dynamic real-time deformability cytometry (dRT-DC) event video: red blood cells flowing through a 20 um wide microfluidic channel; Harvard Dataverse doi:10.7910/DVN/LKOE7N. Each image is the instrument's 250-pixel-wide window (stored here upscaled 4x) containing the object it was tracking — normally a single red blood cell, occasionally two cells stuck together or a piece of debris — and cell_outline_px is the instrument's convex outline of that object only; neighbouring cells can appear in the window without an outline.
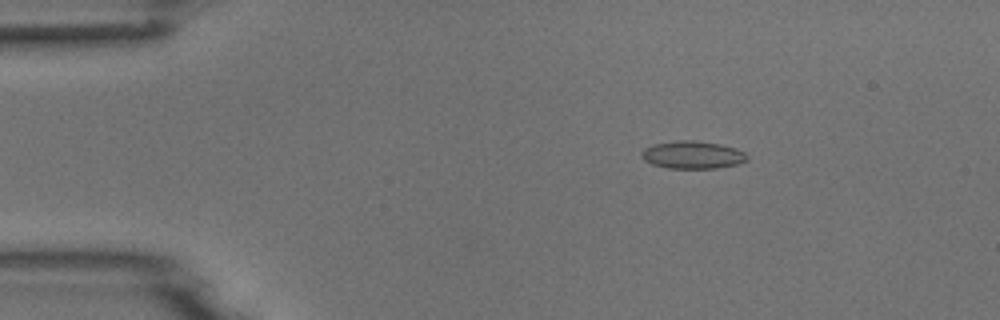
{"species": "common noctule bat (a hibernating species)", "species_latin": "Nyctalus noctula", "temperature_condition": "room temperature", "stored_images_in_passage": 3, "camera_frame_rate_fps": 3000, "um_per_image_px": 0.085, "animal": {"sex": "male", "body_mass_g": 18.8}, "frame": {"image": 1, "passage_image": 1, "time_ms": 0.0, "image_size_px": [1000, 320], "cell_outline_px": [[748, 160], [740, 164], [716, 168], [668, 168], [652, 164], [644, 160], [640, 156], [640, 152], [644, 148], [652, 144], [680, 140], [692, 140], [720, 144], [736, 148], [744, 152], [748, 156]], "centroid_in_image_um": [58.86, 13.16], "position_along_channel_um": 26.1, "area_um2": 17.17}}
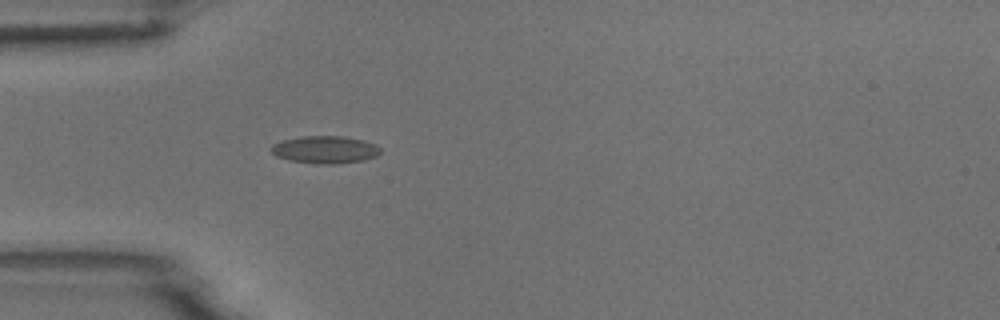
{"frame": {"image": 2, "passage_image": 3, "time_ms": 2.333, "image_size_px": [1000, 320], "cell_outline_px": [[380, 152], [376, 156], [364, 160], [336, 164], [316, 164], [288, 160], [276, 156], [268, 148], [272, 144], [280, 140], [300, 136], [344, 136], [364, 140], [376, 144], [380, 148]], "centroid_in_image_um": [27.59, 12.71], "position_along_channel_um": 57.4, "area_um2": 17.8}}